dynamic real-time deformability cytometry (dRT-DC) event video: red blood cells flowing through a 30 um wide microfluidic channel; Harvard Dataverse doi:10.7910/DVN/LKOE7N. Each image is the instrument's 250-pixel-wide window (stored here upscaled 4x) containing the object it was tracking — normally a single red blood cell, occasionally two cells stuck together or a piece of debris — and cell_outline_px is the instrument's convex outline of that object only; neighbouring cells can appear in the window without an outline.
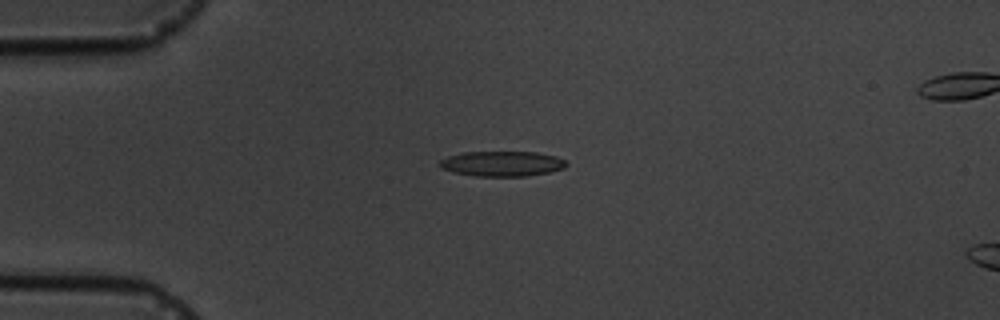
{"species": "common noctule bat (a hibernating species)", "species_latin": "Nyctalus noctula", "temperature_condition": "cold", "stored_images_in_passage": 4, "camera_frame_rate_fps": 3000, "um_per_image_px": 0.085, "animal": {"sex": "male", "body_mass_g": 19.5, "forearm_length_mm": 54.6}, "frame": {"image": 1, "passage_image": 1, "time_ms": 0.0, "image_size_px": [1000, 320], "cell_outline_px": [[568, 164], [564, 168], [552, 172], [528, 176], [476, 176], [452, 172], [440, 168], [440, 160], [448, 156], [464, 152], [536, 152], [556, 156], [564, 160]], "centroid_in_image_um": [42.69, 13.92], "position_along_channel_um": 42.3, "area_um2": 18.67}}
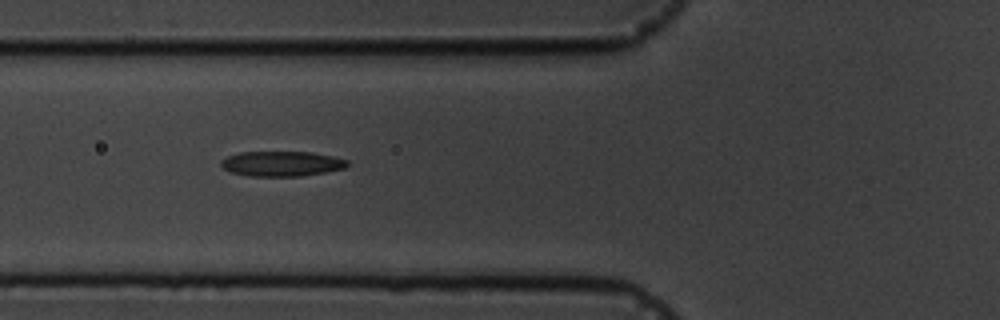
{"frame": {"image": 2, "passage_image": 3, "time_ms": 2.333, "image_size_px": [1000, 320], "cell_outline_px": [[348, 164], [344, 168], [324, 172], [300, 176], [248, 176], [232, 172], [224, 168], [220, 164], [220, 160], [228, 156], [240, 152], [312, 152], [332, 156], [348, 160]], "centroid_in_image_um": [23.92, 13.91], "position_along_channel_um": 101.9, "area_um2": 18.32}}
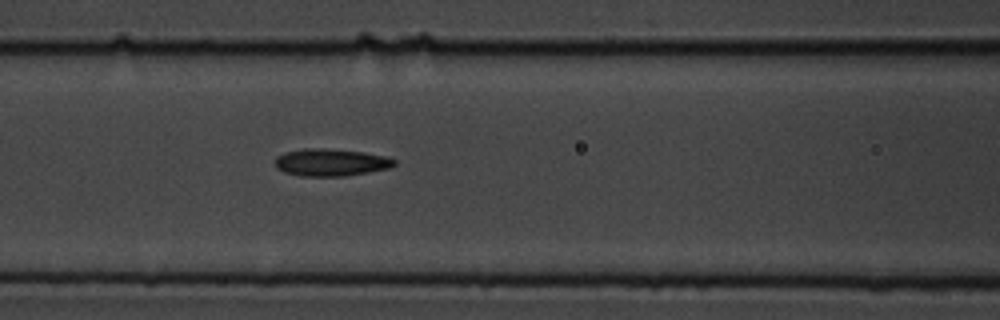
{"frame": {"image": 3, "passage_image": 4, "time_ms": 3.333, "image_size_px": [1000, 320], "cell_outline_px": [[396, 164], [388, 168], [368, 172], [344, 176], [300, 176], [284, 172], [276, 168], [276, 156], [284, 152], [304, 148], [324, 148], [364, 152], [384, 156], [396, 160]], "centroid_in_image_um": [28.09, 13.8], "position_along_channel_um": 138.5, "area_um2": 18.96}}